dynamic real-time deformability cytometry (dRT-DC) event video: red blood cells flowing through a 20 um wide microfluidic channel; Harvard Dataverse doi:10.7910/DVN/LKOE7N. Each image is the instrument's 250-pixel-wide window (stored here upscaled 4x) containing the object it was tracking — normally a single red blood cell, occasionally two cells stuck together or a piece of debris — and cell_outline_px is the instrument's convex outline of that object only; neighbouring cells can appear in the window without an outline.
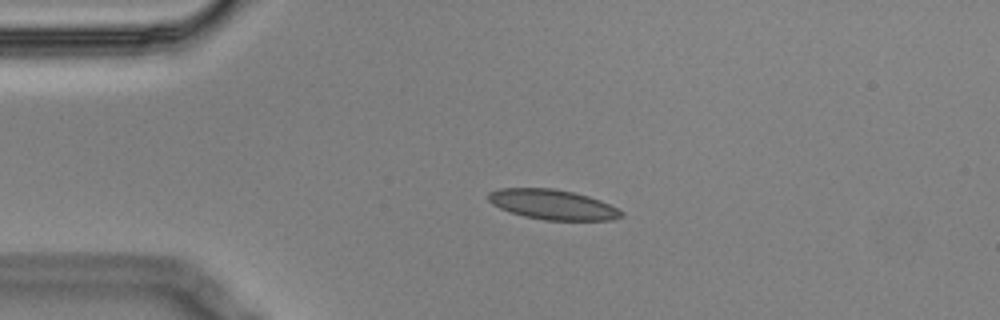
{"species": "Egyptian fruit bat (a non-hibernating species)", "species_latin": "Rousettus aegyptiacus", "temperature_condition": "cold", "stored_images_in_passage": 3, "camera_frame_rate_fps": 3000, "um_per_image_px": 0.085, "animal": {"sex": "male"}, "frame": {"image": 1, "passage_image": 2, "time_ms": 0.333, "image_size_px": [1000, 320], "cell_outline_px": [[624, 216], [612, 220], [544, 220], [524, 216], [500, 208], [492, 204], [488, 200], [488, 192], [500, 188], [552, 188], [572, 192], [588, 196], [600, 200], [624, 212]], "centroid_in_image_um": [46.97, 17.38], "position_along_channel_um": 38.0, "area_um2": 23.12}}